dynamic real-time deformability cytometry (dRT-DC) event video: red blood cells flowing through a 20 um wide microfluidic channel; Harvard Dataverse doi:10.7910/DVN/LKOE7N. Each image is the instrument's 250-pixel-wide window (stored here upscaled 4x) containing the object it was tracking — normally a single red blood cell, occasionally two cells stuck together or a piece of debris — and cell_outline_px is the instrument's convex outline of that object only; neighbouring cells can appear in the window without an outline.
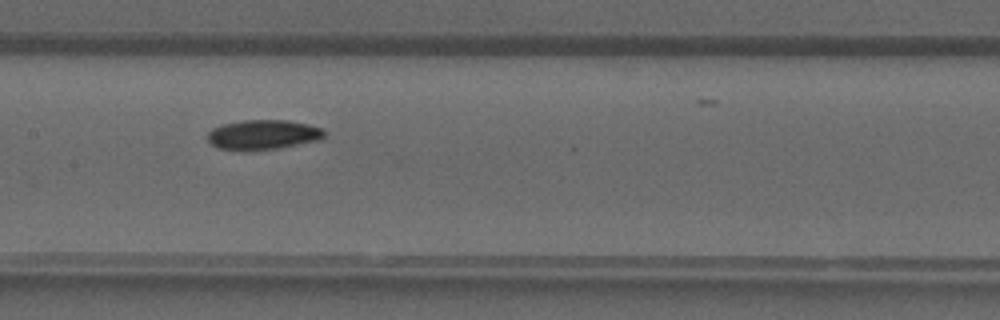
{"species": "common noctule bat (a hibernating species)", "species_latin": "Nyctalus noctula", "temperature_condition": "warm", "stored_images_in_passage": 21, "camera_frame_rate_fps": 3000, "um_per_image_px": 0.085, "animal": {"sex": "male", "forearm_length_mm": 52.5}, "frame": {"image": 1, "passage_image": 7, "time_ms": 2.0, "image_size_px": [1000, 320], "cell_outline_px": [[324, 136], [320, 140], [280, 148], [248, 152], [216, 148], [208, 140], [208, 132], [212, 128], [224, 124], [244, 120], [288, 120], [308, 124], [324, 128]], "centroid_in_image_um": [22.36, 11.47], "position_along_channel_um": 185.0, "area_um2": 20.63}}
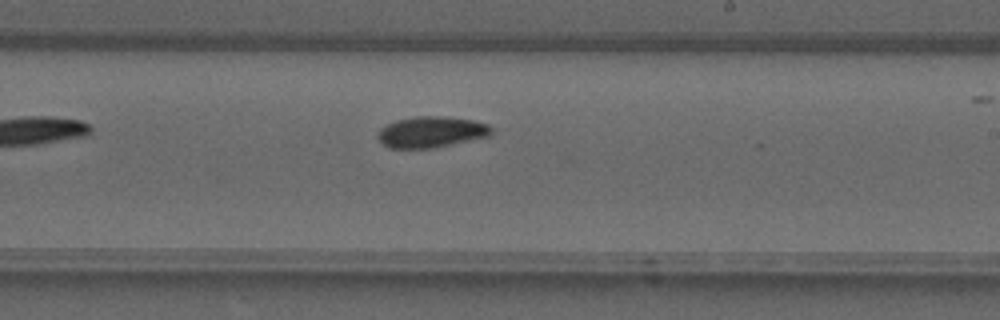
{"frame": {"image": 2, "passage_image": 11, "time_ms": 3.333, "image_size_px": [1000, 320], "cell_outline_px": [[492, 132], [488, 136], [436, 148], [388, 148], [376, 136], [376, 132], [384, 124], [396, 120], [416, 116], [444, 116], [472, 120], [488, 124], [492, 128]], "centroid_in_image_um": [36.61, 11.22], "position_along_channel_um": 252.4, "area_um2": 20.75}}
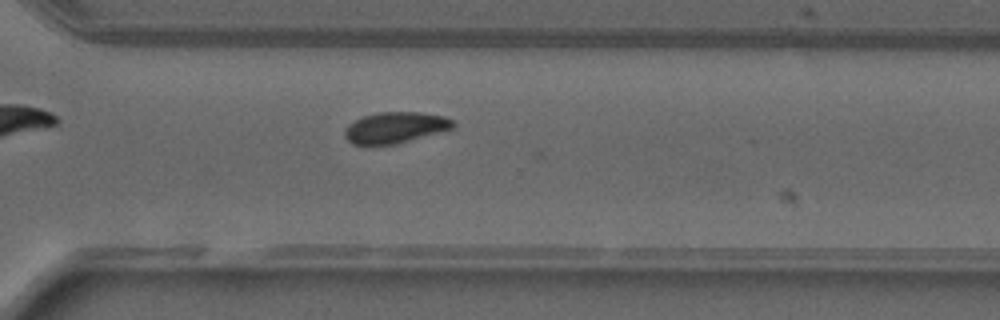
{"frame": {"image": 3, "passage_image": 16, "time_ms": 5.0, "image_size_px": [1000, 320], "cell_outline_px": [[456, 124], [452, 128], [392, 144], [352, 144], [344, 136], [344, 132], [348, 124], [364, 116], [376, 112], [420, 112], [444, 116], [456, 120]], "centroid_in_image_um": [33.59, 10.81], "position_along_channel_um": 337.0, "area_um2": 19.25}}